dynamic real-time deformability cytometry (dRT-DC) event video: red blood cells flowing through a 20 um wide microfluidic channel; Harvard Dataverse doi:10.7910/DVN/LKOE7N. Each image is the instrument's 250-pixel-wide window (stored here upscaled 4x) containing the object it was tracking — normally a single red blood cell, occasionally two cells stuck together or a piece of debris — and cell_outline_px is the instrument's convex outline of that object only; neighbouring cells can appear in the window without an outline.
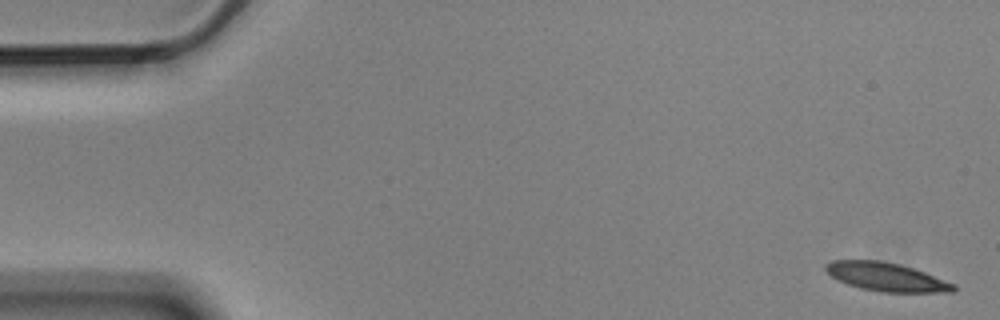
{"species": "Egyptian fruit bat (a non-hibernating species)", "species_latin": "Rousettus aegyptiacus", "temperature_condition": "cold", "stored_images_in_passage": 3, "camera_frame_rate_fps": 3000, "um_per_image_px": 0.085, "animal": {"sex": "male"}, "frame": {"image": 1, "passage_image": 1, "time_ms": 0.0, "image_size_px": [1000, 320], "cell_outline_px": [[956, 288], [952, 292], [884, 292], [860, 288], [848, 284], [832, 276], [824, 268], [824, 264], [832, 260], [880, 260], [900, 264], [924, 272], [956, 284]], "centroid_in_image_um": [75.34, 23.53], "position_along_channel_um": 9.7, "area_um2": 21.1}}